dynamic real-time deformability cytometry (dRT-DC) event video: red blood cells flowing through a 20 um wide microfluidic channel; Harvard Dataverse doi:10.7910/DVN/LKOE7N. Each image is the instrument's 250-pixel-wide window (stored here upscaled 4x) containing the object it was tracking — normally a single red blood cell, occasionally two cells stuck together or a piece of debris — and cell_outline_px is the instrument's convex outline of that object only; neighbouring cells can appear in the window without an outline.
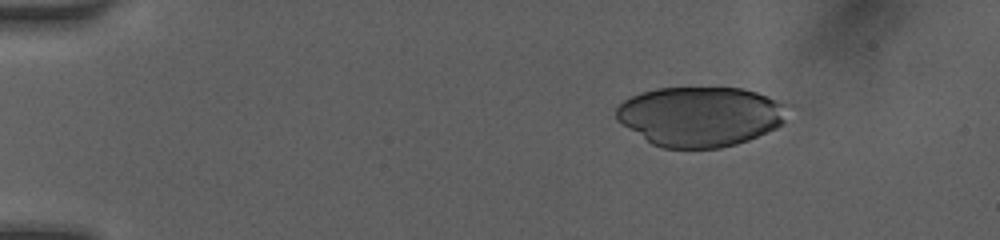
{"species": "human", "species_latin": "Homo sapiens", "temperature_condition": "room temperature", "stored_images_in_passage": 32, "camera_frame_rate_fps": 3000, "um_per_image_px": 0.085, "donor": {"sex": "female"}, "frame": {"image": 1, "passage_image": 7, "time_ms": 2.333, "image_size_px": [1000, 240], "cell_outline_px": [[792, 104], [784, 124], [776, 128], [748, 140], [736, 144], [720, 148], [664, 148], [652, 144], [616, 120], [616, 108], [624, 100], [640, 92], [656, 88], [740, 88], [756, 92]], "centroid_in_image_um": [59.58, 9.88], "position_along_channel_um": 25.4, "area_um2": 60.23}}